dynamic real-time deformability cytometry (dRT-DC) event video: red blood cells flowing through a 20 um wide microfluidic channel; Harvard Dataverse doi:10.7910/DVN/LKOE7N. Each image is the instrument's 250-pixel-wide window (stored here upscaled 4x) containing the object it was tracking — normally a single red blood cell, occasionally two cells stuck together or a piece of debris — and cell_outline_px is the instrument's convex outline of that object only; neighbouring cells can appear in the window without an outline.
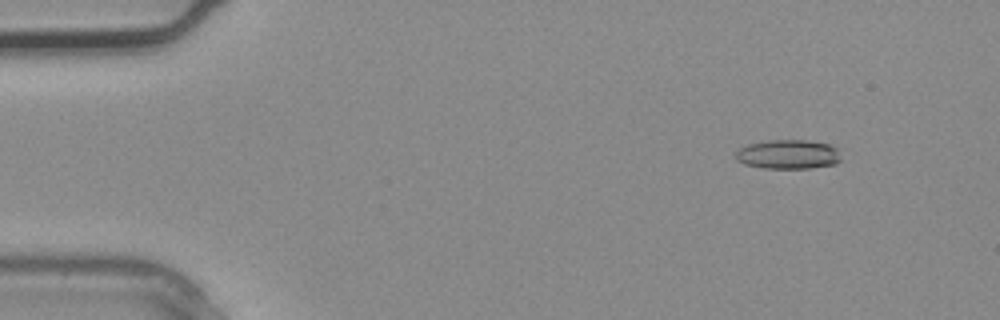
{"species": "common noctule bat (a hibernating species)", "species_latin": "Nyctalus noctula", "temperature_condition": "warm", "stored_images_in_passage": 2, "camera_frame_rate_fps": 3000, "um_per_image_px": 0.085, "animal": {"sex": "male", "body_mass_g": 20.4}, "frame": {"image": 1, "passage_image": 1, "time_ms": 0.0, "image_size_px": [1000, 320], "cell_outline_px": [[840, 160], [836, 164], [812, 168], [764, 168], [744, 164], [736, 160], [736, 152], [740, 148], [748, 144], [768, 140], [808, 140], [828, 144], [836, 148]], "centroid_in_image_um": [66.98, 13.12], "position_along_channel_um": 18.0, "area_um2": 17.92}}